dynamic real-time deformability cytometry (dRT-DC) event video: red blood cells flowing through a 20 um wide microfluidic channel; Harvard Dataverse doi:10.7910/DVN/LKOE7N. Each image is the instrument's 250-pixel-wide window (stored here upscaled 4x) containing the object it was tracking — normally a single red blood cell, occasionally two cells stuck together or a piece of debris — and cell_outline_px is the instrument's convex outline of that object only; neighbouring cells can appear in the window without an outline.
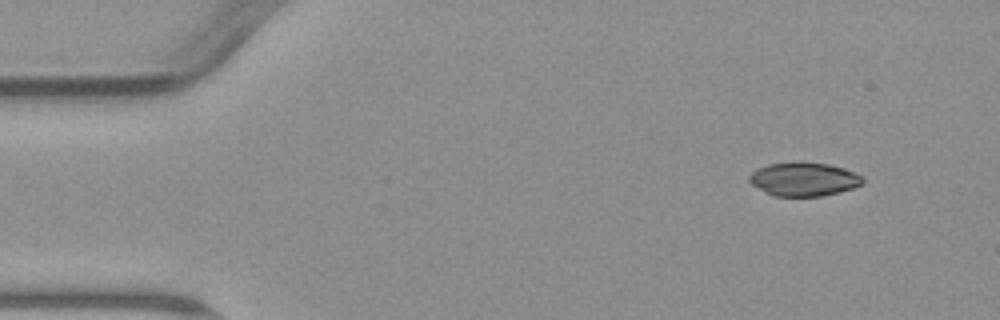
{"species": "common noctule bat (a hibernating species)", "species_latin": "Nyctalus noctula", "temperature_condition": "warm", "stored_images_in_passage": 3, "camera_frame_rate_fps": 3000, "um_per_image_px": 0.085, "animal": {"sex": "male", "body_mass_g": 23.1, "forearm_length_mm": 52.7}, "frame": {"image": 1, "passage_image": 1, "time_ms": 0.0, "image_size_px": [1000, 320], "cell_outline_px": [[864, 184], [840, 192], [820, 196], [772, 196], [764, 192], [752, 184], [748, 180], [748, 176], [756, 168], [768, 164], [796, 160], [828, 164], [844, 168], [860, 176], [864, 180]], "centroid_in_image_um": [68.28, 15.21], "position_along_channel_um": 16.7, "area_um2": 22.6}}